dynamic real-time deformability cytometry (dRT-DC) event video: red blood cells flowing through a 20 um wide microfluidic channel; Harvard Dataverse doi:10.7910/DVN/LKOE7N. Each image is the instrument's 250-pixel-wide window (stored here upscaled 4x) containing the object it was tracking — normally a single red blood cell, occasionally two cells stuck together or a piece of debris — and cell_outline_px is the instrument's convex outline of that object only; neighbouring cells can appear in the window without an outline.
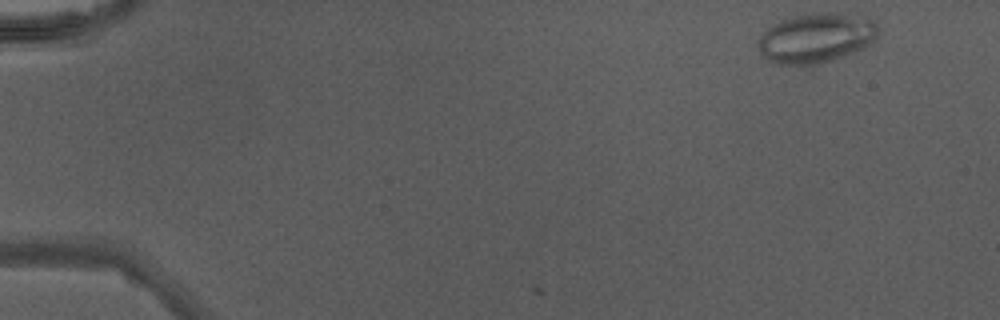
{"species": "Egyptian fruit bat (a non-hibernating species)", "species_latin": "Rousettus aegyptiacus", "temperature_condition": "warm", "stored_images_in_passage": 2, "camera_frame_rate_fps": 3000, "um_per_image_px": 0.085, "animal": {"sex": "male"}, "frame": {"image": 1, "passage_image": 2, "time_ms": 0.333, "image_size_px": [1000, 320], "cell_outline_px": [[880, 32], [864, 48], [844, 56], [832, 60], [816, 64], [772, 64], [760, 52], [760, 36], [772, 24], [780, 20], [812, 12], [828, 12], [864, 16], [876, 20], [880, 28]], "centroid_in_image_um": [69.42, 3.21], "position_along_channel_um": 15.6, "area_um2": 34.85}}